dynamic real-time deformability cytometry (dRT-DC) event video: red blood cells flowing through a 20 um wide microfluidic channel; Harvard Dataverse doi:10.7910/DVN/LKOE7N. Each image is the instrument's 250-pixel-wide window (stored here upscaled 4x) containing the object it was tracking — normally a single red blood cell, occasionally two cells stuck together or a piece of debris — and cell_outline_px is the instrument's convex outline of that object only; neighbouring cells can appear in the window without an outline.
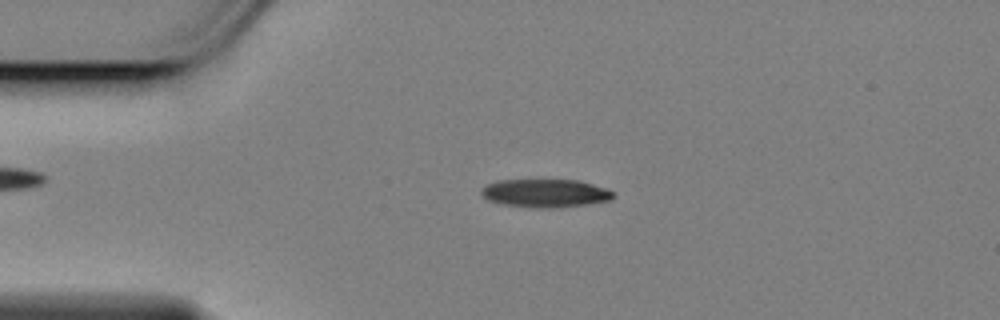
{"species": "Egyptian fruit bat (a non-hibernating species)", "species_latin": "Rousettus aegyptiacus", "temperature_condition": "cold", "stored_images_in_passage": 52, "camera_frame_rate_fps": 3000, "um_per_image_px": 0.085, "animal": {"sex": "female"}, "frame": {"image": 1, "passage_image": 8, "time_ms": 2.333, "image_size_px": [1000, 320], "cell_outline_px": [[616, 196], [612, 200], [560, 208], [528, 208], [504, 204], [488, 200], [480, 192], [488, 184], [500, 180], [580, 180], [608, 188]], "centroid_in_image_um": [46.42, 16.43], "position_along_channel_um": 38.6, "area_um2": 21.85}}
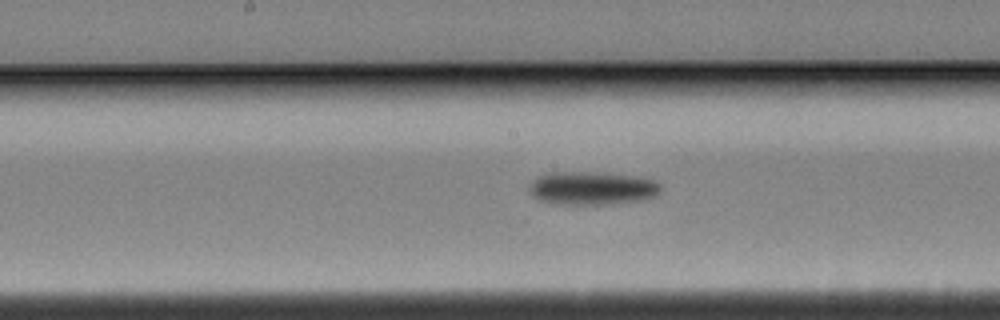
{"frame": {"image": 2, "passage_image": 24, "time_ms": 7.667, "image_size_px": [1000, 320], "cell_outline_px": [[660, 192], [644, 200], [608, 204], [552, 204], [540, 200], [532, 196], [532, 180], [540, 176], [552, 172], [608, 172], [644, 176], [660, 184]], "centroid_in_image_um": [50.38, 15.98], "position_along_channel_um": 197.8, "area_um2": 25.66}}
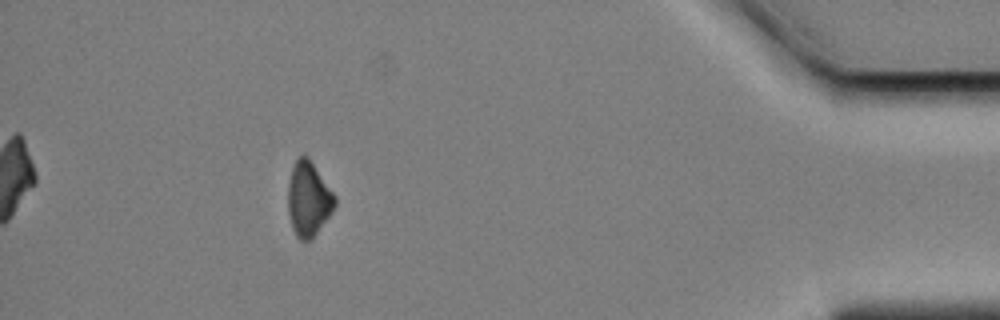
{"frame": {"image": 3, "passage_image": 47, "time_ms": 15.333, "image_size_px": [1000, 320], "cell_outline_px": [[336, 204], [312, 240], [300, 240], [296, 236], [292, 228], [288, 212], [288, 184], [292, 168], [296, 160], [300, 156], [308, 156], [336, 196]], "centroid_in_image_um": [26.21, 16.92], "position_along_channel_um": 409.0, "area_um2": 20.23}, "authors_computed_cell_mechanics": {"area_um2": 22.4553, "velocity_mm_per_s": 3.4695, "shape_relaxation_time_tau1_ms": 1.9152, "shape_relaxation_time_tau2_ms": null, "deformation_change_tau1": 0.1095, "deformation_change_tau2": null}}